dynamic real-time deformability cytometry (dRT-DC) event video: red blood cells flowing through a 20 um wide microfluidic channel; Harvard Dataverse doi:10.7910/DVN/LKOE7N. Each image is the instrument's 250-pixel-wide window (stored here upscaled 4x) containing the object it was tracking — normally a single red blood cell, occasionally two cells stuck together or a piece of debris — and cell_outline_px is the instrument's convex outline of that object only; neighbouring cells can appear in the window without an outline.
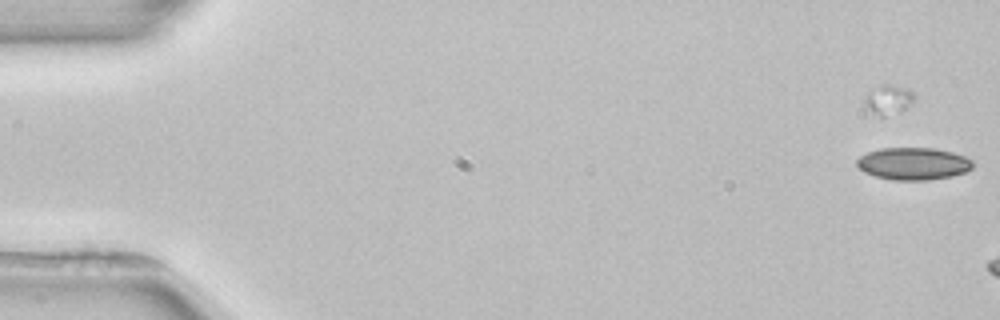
{"species": "common noctule bat (a hibernating species)", "species_latin": "Nyctalus noctula", "temperature_condition": "room temperature", "stored_images_in_passage": 4, "camera_frame_rate_fps": 3000, "um_per_image_px": 0.085, "animal": {"sex": "female", "body_mass_g": 22.7, "forearm_length_mm": 54.2}, "frame": {"image": 1, "passage_image": 1, "time_ms": 0.0, "image_size_px": [1000, 320], "cell_outline_px": [[972, 168], [968, 172], [952, 176], [928, 180], [892, 180], [876, 176], [864, 172], [856, 164], [856, 160], [860, 156], [868, 152], [880, 148], [936, 148], [952, 152], [964, 156], [972, 160]], "centroid_in_image_um": [77.64, 13.91], "position_along_channel_um": 7.4, "area_um2": 21.91}}